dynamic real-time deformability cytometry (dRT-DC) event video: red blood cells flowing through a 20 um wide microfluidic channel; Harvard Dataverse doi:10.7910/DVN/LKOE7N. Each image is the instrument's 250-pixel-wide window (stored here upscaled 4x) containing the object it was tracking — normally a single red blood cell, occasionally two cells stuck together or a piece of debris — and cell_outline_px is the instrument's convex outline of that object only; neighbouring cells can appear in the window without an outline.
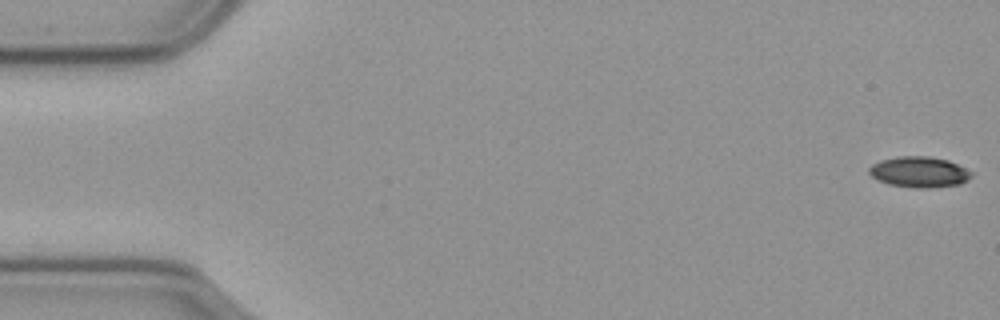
{"species": "common noctule bat (a hibernating species)", "species_latin": "Nyctalus noctula", "temperature_condition": "cold", "stored_images_in_passage": 58, "camera_frame_rate_fps": 3000, "um_per_image_px": 0.085, "animal": {"sex": "male", "body_mass_g": 23.1, "forearm_length_mm": 52.7}, "frame": {"image": 1, "passage_image": 1, "time_ms": 0.0, "image_size_px": [1000, 320], "cell_outline_px": [[972, 176], [968, 180], [960, 184], [928, 188], [916, 188], [888, 184], [872, 176], [868, 172], [868, 168], [872, 164], [880, 160], [896, 156], [928, 156], [948, 160], [972, 172]], "centroid_in_image_um": [78.12, 14.61], "position_along_channel_um": 6.9, "area_um2": 18.32}}
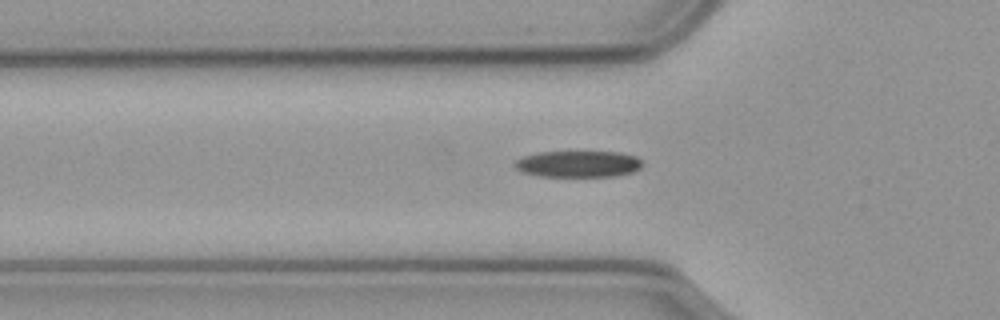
{"frame": {"image": 2, "passage_image": 19, "time_ms": 6.0, "image_size_px": [1000, 320], "cell_outline_px": [[640, 168], [632, 172], [612, 176], [540, 176], [524, 172], [516, 168], [512, 164], [516, 160], [524, 156], [540, 152], [620, 152], [636, 156], [640, 160]], "centroid_in_image_um": [49.13, 13.93], "position_along_channel_um": 76.7, "area_um2": 19.42}}
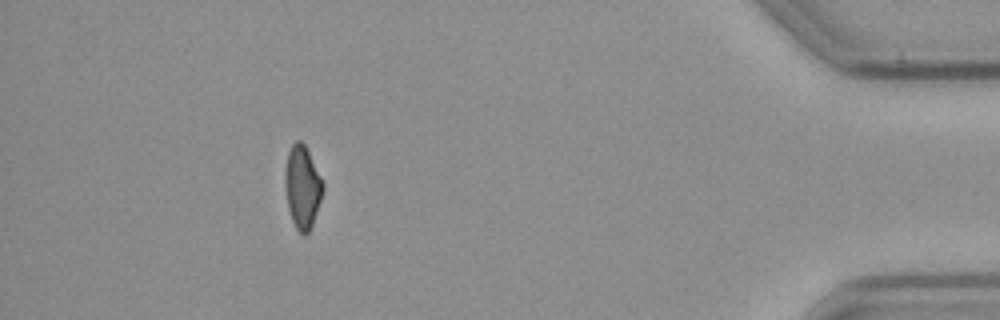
{"frame": {"image": 3, "passage_image": 52, "time_ms": 17.0, "image_size_px": [1000, 320], "cell_outline_px": [[324, 188], [312, 224], [308, 232], [304, 236], [296, 228], [292, 220], [288, 208], [284, 180], [284, 176], [288, 152], [292, 144], [296, 140], [300, 140], [304, 144], [324, 180]], "centroid_in_image_um": [25.7, 15.87], "position_along_channel_um": 409.5, "area_um2": 18.21}, "authors_computed_cell_mechanics": {"area_um2": 19.2185, "velocity_mm_per_s": 3.573, "shape_relaxation_time_tau1_ms": 5.2415, "shape_relaxation_time_tau2_ms": null, "deformation_change_tau1": 0.159, "deformation_change_tau2": null}}